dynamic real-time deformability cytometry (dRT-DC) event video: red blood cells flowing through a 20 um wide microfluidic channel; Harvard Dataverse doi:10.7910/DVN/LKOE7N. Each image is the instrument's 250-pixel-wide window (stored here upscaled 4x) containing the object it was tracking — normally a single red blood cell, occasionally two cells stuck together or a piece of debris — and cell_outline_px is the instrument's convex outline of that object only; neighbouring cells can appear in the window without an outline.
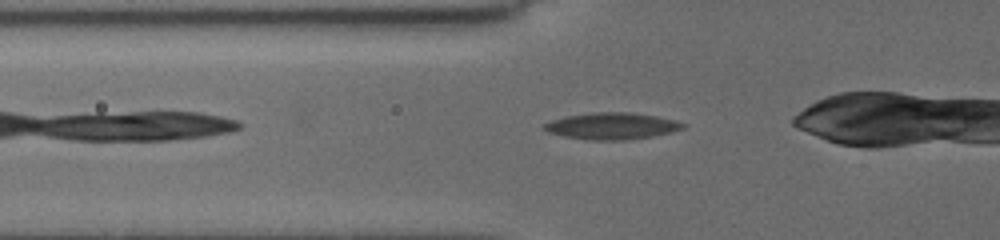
{"species": "common noctule bat (a hibernating species)", "species_latin": "Nyctalus noctula", "temperature_condition": "cold", "stored_images_in_passage": 29, "camera_frame_rate_fps": 3000, "um_per_image_px": 0.085, "animal": {"sex": "female", "body_mass_g": 19.5, "forearm_length_mm": 54.1}, "frame": {"image": 1, "passage_image": 3, "time_ms": 0.667, "image_size_px": [1000, 240], "cell_outline_px": [[688, 124], [684, 128], [672, 132], [652, 136], [624, 140], [588, 140], [564, 136], [548, 132], [544, 128], [544, 124], [552, 120], [564, 116], [592, 112], [632, 112], [656, 116], [676, 120]], "centroid_in_image_um": [52.04, 10.7], "position_along_channel_um": 73.8, "area_um2": 21.68}}
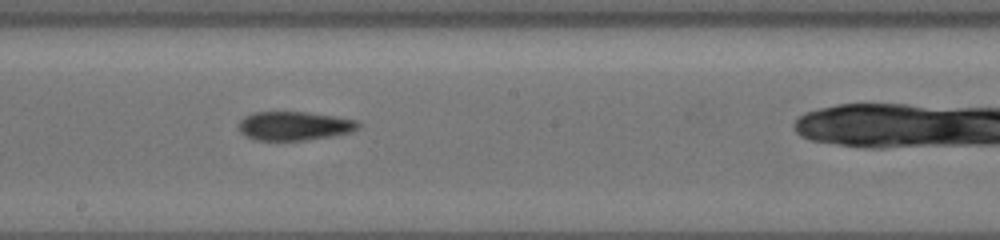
{"frame": {"image": 2, "passage_image": 15, "time_ms": 4.667, "image_size_px": [1000, 240], "cell_outline_px": [[360, 128], [352, 132], [332, 136], [304, 140], [256, 140], [240, 132], [240, 120], [244, 116], [252, 112], [308, 112], [336, 116], [356, 120], [360, 124]], "centroid_in_image_um": [25.05, 10.69], "position_along_channel_um": 223.1, "area_um2": 20.11}}
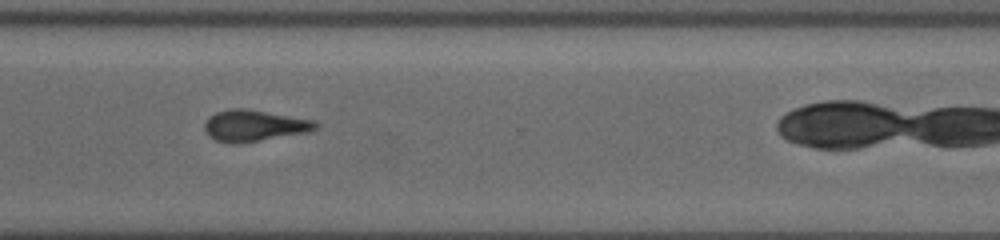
{"frame": {"image": 3, "passage_image": 25, "time_ms": 8.0, "image_size_px": [1000, 240], "cell_outline_px": [[320, 124], [316, 128], [308, 132], [232, 144], [216, 140], [208, 136], [204, 128], [204, 124], [216, 112], [228, 108], [248, 108], [316, 120]], "centroid_in_image_um": [21.63, 10.65], "position_along_channel_um": 349.0, "area_um2": 20.23}}